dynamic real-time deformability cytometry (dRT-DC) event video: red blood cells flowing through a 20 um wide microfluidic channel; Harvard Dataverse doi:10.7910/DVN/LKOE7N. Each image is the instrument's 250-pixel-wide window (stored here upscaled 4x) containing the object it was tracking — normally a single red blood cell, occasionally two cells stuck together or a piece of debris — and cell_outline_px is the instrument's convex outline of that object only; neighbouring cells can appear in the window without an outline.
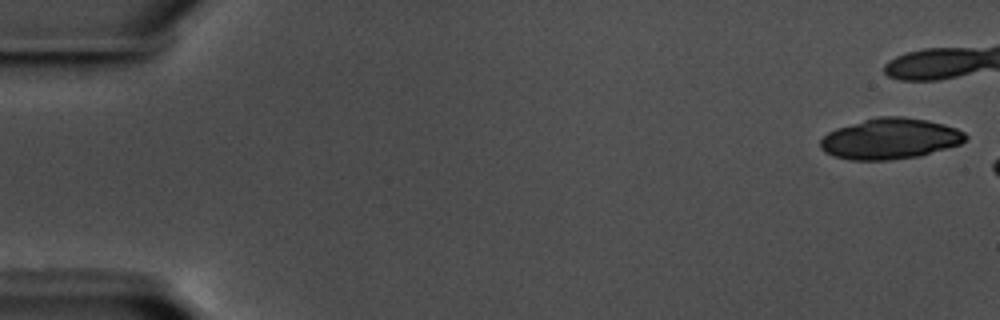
{"species": "common noctule bat (a hibernating species)", "species_latin": "Nyctalus noctula", "temperature_condition": "warm", "stored_images_in_passage": 7, "camera_frame_rate_fps": 3000, "um_per_image_px": 0.085, "animal": {"sex": "male", "body_mass_g": 17.5, "forearm_length_mm": 52.3}, "frame": {"image": 1, "passage_image": 1, "time_ms": 0.0, "image_size_px": [1000, 320], "cell_outline_px": [[968, 136], [960, 144], [920, 156], [888, 160], [852, 160], [832, 156], [824, 152], [820, 148], [820, 140], [828, 132], [836, 128], [864, 120], [880, 116], [904, 116], [928, 120], [944, 124], [956, 128], [964, 132]], "centroid_in_image_um": [75.65, 11.79], "position_along_channel_um": 9.4, "area_um2": 34.56}}